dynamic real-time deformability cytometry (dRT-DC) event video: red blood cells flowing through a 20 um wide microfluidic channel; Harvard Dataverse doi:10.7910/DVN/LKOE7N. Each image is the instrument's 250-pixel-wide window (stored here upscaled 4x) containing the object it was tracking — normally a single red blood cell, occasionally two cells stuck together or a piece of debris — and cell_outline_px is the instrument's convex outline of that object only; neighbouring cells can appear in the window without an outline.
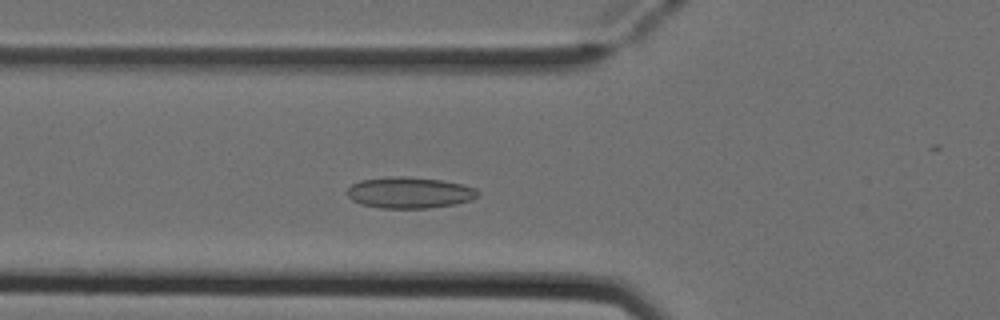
{"species": "Egyptian fruit bat (a non-hibernating species)", "species_latin": "Rousettus aegyptiacus", "temperature_condition": "cold", "stored_images_in_passage": 47, "segment_of_instrument_passage": [1, 2], "camera_frame_rate_fps": 3000, "um_per_image_px": 0.085, "animal": {"sex": "female"}, "frame": {"image": 1, "passage_image": 13, "time_ms": 4.0, "image_size_px": [1000, 320], "cell_outline_px": [[480, 192], [472, 200], [456, 204], [428, 208], [380, 208], [360, 204], [352, 200], [344, 192], [352, 184], [360, 180], [388, 176], [404, 176], [440, 180], [460, 184], [476, 188]], "centroid_in_image_um": [34.77, 16.37], "position_along_channel_um": 91.0, "area_um2": 23.93}}
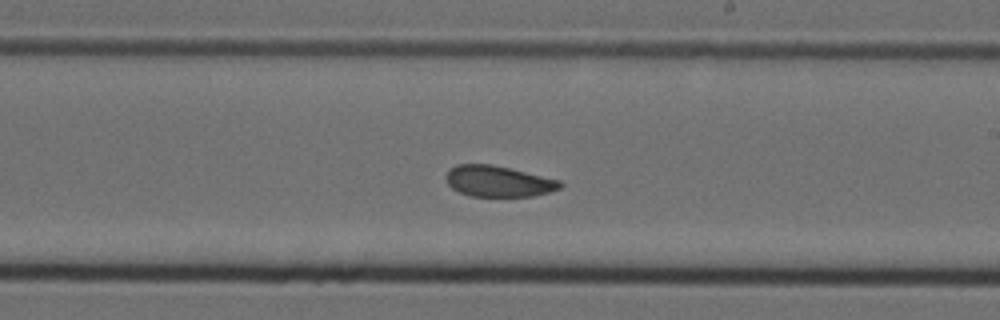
{"frame": {"image": 2, "passage_image": 25, "time_ms": 8.0, "image_size_px": [1000, 320], "cell_outline_px": [[564, 184], [560, 188], [548, 192], [532, 196], [472, 196], [460, 192], [452, 188], [448, 184], [444, 176], [448, 168], [456, 164], [492, 164], [560, 180]], "centroid_in_image_um": [42.32, 15.39], "position_along_channel_um": 246.7, "area_um2": 20.63}}
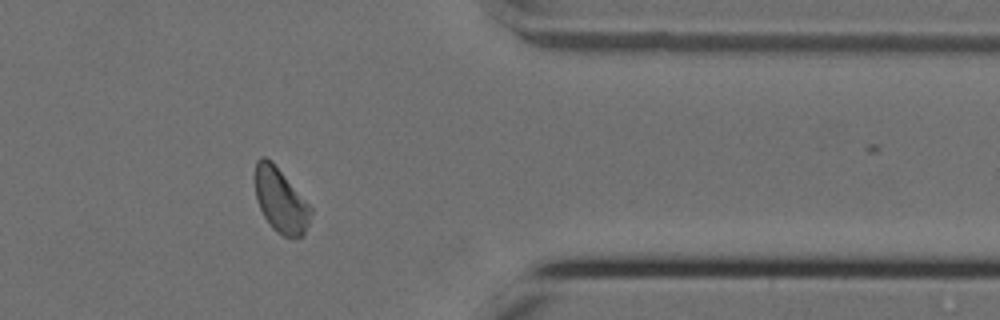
{"frame": {"image": 3, "passage_image": 37, "time_ms": 12.0, "image_size_px": [1000, 320], "cell_outline_px": [[312, 212], [304, 236], [284, 236], [276, 232], [272, 228], [264, 216], [256, 200], [256, 160], [260, 156], [264, 156], [272, 160], [312, 208]], "centroid_in_image_um": [23.85, 17.02], "position_along_channel_um": 387.5, "area_um2": 20.69}}